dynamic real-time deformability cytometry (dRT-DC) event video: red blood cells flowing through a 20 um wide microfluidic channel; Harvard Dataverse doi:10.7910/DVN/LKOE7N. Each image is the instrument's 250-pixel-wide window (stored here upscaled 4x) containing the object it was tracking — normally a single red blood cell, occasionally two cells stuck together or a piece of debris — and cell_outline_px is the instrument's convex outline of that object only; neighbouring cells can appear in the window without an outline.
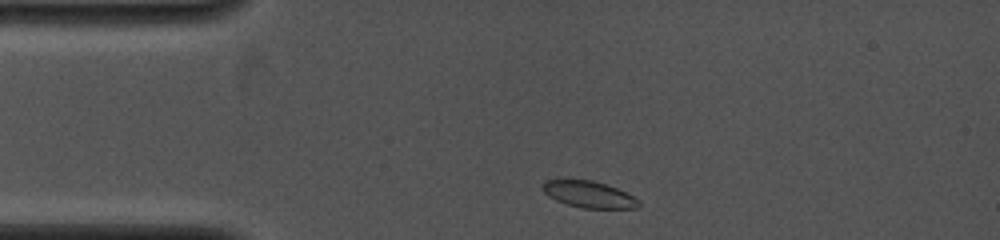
{"species": "common noctule bat (a hibernating species)", "species_latin": "Nyctalus noctula", "temperature_condition": "cold", "stored_images_in_passage": 6, "camera_frame_rate_fps": 4000, "um_per_image_px": 0.085, "animal": {"sex": "female", "body_mass_g": 19.0, "forearm_length_mm": 53.3}, "frame": {"image": 1, "passage_image": 1, "time_ms": 0.0, "image_size_px": [1000, 240], "cell_outline_px": [[640, 204], [636, 208], [584, 208], [568, 204], [556, 200], [548, 196], [544, 192], [544, 180], [564, 176], [592, 180], [616, 188], [640, 200]], "centroid_in_image_um": [49.98, 16.47], "position_along_channel_um": 35.0, "area_um2": 15.2}}
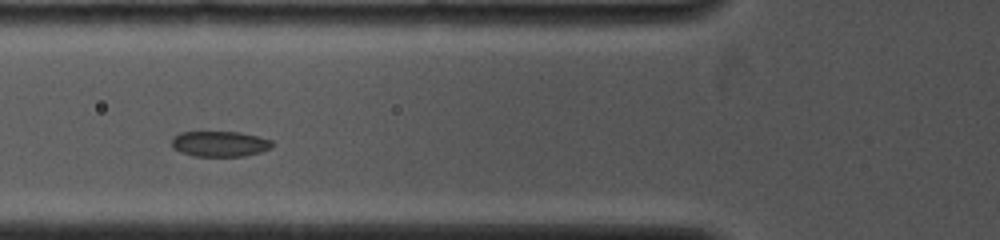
{"frame": {"image": 2, "passage_image": 4, "time_ms": 2.5, "image_size_px": [1000, 240], "cell_outline_px": [[272, 148], [260, 152], [244, 156], [192, 156], [180, 152], [172, 148], [172, 136], [180, 132], [240, 132], [272, 140]], "centroid_in_image_um": [18.65, 12.23], "position_along_channel_um": 107.2, "area_um2": 15.03}}
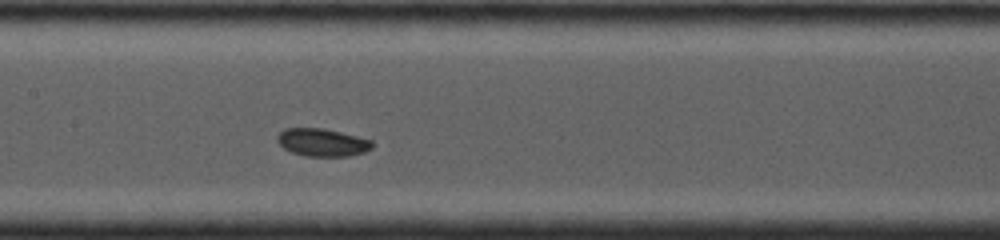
{"frame": {"image": 3, "passage_image": 6, "time_ms": 4.25, "image_size_px": [1000, 240], "cell_outline_px": [[372, 148], [364, 152], [348, 156], [304, 156], [292, 152], [284, 148], [276, 140], [276, 136], [284, 128], [324, 128], [372, 140]], "centroid_in_image_um": [27.37, 12.1], "position_along_channel_um": 180.0, "area_um2": 15.32}}